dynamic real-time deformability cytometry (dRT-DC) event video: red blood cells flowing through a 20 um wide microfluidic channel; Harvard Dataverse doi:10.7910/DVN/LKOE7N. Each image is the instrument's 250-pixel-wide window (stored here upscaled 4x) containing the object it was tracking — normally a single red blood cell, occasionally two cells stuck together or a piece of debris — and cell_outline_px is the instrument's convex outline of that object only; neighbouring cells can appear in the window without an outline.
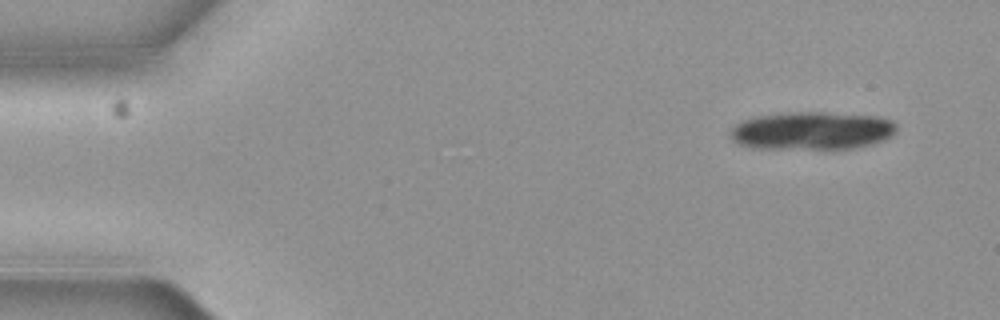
{"species": "common noctule bat (a hibernating species)", "species_latin": "Nyctalus noctula", "temperature_condition": "cold", "stored_images_in_passage": 10, "camera_frame_rate_fps": 3000, "um_per_image_px": 0.085, "animal": {"sex": "female", "body_mass_g": 19.3, "forearm_length_mm": 54.1}, "frame": {"image": 1, "passage_image": 1, "time_ms": 0.0, "image_size_px": [1000, 320], "cell_outline_px": [[896, 132], [880, 140], [868, 144], [852, 148], [752, 148], [740, 144], [732, 140], [732, 128], [736, 124], [744, 120], [756, 116], [788, 112], [824, 112], [876, 116], [892, 120], [896, 124]], "centroid_in_image_um": [69.0, 11.09], "position_along_channel_um": 16.0, "area_um2": 36.3}}
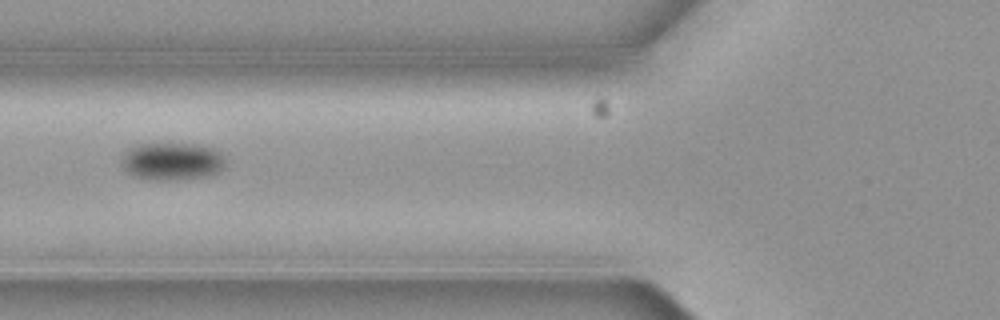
{"frame": {"image": 2, "passage_image": 6, "time_ms": 1.667, "image_size_px": [1000, 320], "cell_outline_px": [[224, 168], [220, 172], [212, 176], [172, 180], [148, 180], [132, 176], [120, 164], [120, 160], [124, 152], [140, 144], [200, 144], [212, 148], [220, 152], [224, 156]], "centroid_in_image_um": [14.64, 13.73], "position_along_channel_um": 111.2, "area_um2": 23.12}}
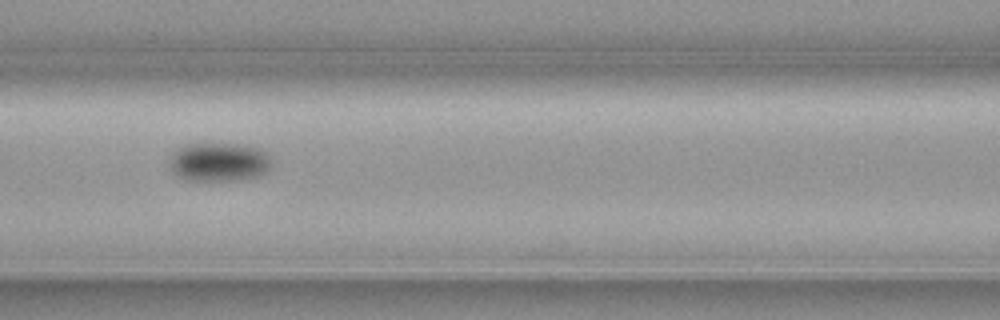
{"frame": {"image": 3, "passage_image": 7, "time_ms": 2.0, "image_size_px": [1000, 320], "cell_outline_px": [[272, 160], [268, 168], [264, 172], [256, 176], [236, 180], [188, 180], [176, 176], [168, 168], [168, 160], [184, 144], [236, 144], [260, 148]], "centroid_in_image_um": [18.56, 13.77], "position_along_channel_um": 148.0, "area_um2": 22.89}}